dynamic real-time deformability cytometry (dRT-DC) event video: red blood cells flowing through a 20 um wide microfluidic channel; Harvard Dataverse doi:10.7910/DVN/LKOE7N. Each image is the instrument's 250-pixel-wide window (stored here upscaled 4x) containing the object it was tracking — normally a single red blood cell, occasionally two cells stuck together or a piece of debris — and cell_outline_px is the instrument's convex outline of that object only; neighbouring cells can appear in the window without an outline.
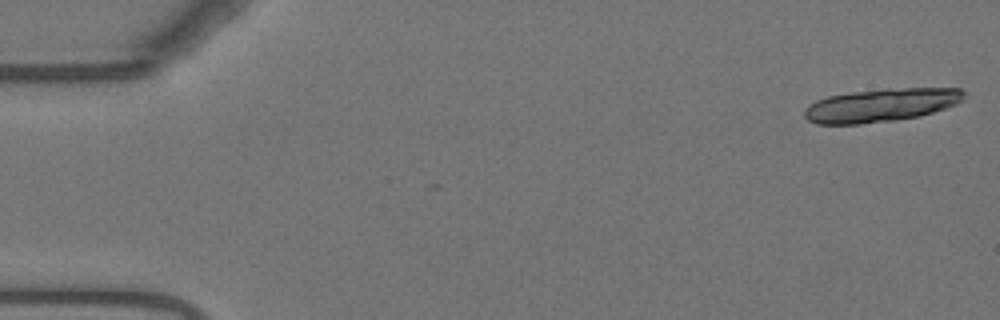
{"species": "Egyptian fruit bat (a non-hibernating species)", "species_latin": "Rousettus aegyptiacus", "temperature_condition": "warm", "stored_images_in_passage": 19, "camera_frame_rate_fps": 3000, "um_per_image_px": 0.085, "animal": {"sex": "female"}, "frame": {"image": 1, "passage_image": 1, "time_ms": 0.0, "image_size_px": [1000, 320], "cell_outline_px": [[968, 92], [964, 100], [956, 104], [920, 116], [896, 120], [860, 124], [816, 124], [808, 120], [804, 116], [804, 112], [808, 104], [816, 100], [828, 96], [852, 92], [884, 88], [960, 88]], "centroid_in_image_um": [74.91, 8.93], "position_along_channel_um": 10.1, "area_um2": 31.21}}